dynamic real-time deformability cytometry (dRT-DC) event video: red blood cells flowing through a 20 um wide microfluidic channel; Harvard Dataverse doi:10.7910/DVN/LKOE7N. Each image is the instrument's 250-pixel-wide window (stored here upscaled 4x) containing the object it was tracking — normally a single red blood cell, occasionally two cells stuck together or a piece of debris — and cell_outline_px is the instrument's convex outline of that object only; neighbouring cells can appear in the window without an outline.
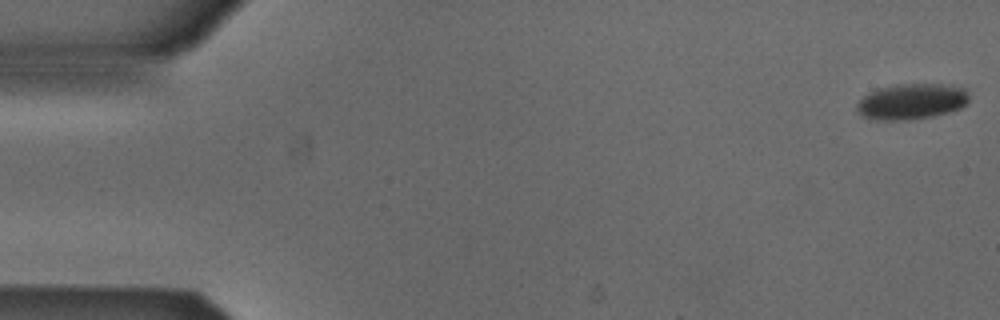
{"species": "Egyptian fruit bat (a non-hibernating species)", "species_latin": "Rousettus aegyptiacus", "temperature_condition": "cold", "stored_images_in_passage": 10, "camera_frame_rate_fps": 3000, "um_per_image_px": 0.085, "animal": {"sex": "male"}, "frame": {"image": 1, "passage_image": 1, "time_ms": 0.0, "image_size_px": [1000, 320], "cell_outline_px": [[968, 100], [960, 108], [948, 112], [932, 116], [904, 120], [876, 120], [860, 116], [856, 112], [856, 104], [868, 92], [876, 88], [896, 84], [940, 84], [964, 88], [968, 92]], "centroid_in_image_um": [77.41, 8.62], "position_along_channel_um": 7.6, "area_um2": 23.47}}